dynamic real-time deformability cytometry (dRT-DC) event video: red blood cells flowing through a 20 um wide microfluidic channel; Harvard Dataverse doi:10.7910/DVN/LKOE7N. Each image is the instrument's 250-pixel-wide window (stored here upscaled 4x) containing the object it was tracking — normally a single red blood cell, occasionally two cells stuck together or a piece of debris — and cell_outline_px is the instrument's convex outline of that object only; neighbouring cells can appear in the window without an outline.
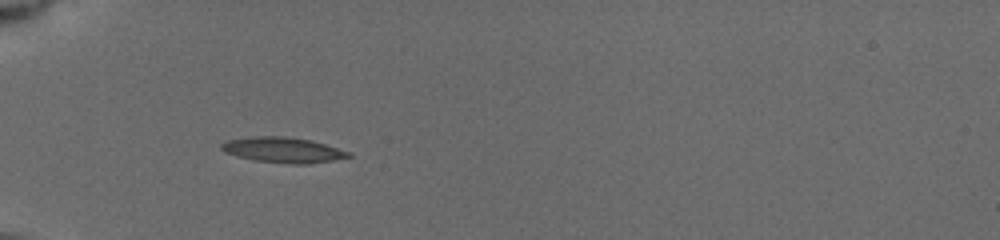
{"species": "common noctule bat (a hibernating species)", "species_latin": "Nyctalus noctula", "temperature_condition": "cold", "stored_images_in_passage": 12, "camera_frame_rate_fps": 3000, "um_per_image_px": 0.085, "animal": {"sex": "female", "body_mass_g": 19.5, "forearm_length_mm": 54.1}, "frame": {"image": 1, "passage_image": 9, "time_ms": 5.0, "image_size_px": [1000, 240], "cell_outline_px": [[352, 156], [332, 160], [308, 164], [292, 164], [256, 160], [236, 156], [224, 152], [220, 148], [220, 144], [228, 140], [252, 136], [288, 136], [312, 140], [352, 152]], "centroid_in_image_um": [24.06, 12.73], "position_along_channel_um": 60.9, "area_um2": 18.9}}
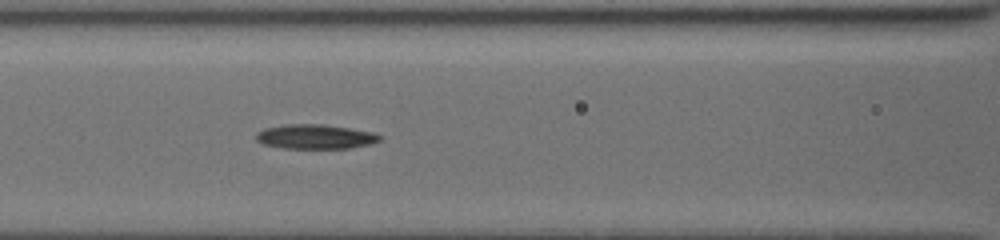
{"frame": {"image": 2, "passage_image": 12, "time_ms": 7.333, "image_size_px": [1000, 240], "cell_outline_px": [[384, 136], [380, 140], [372, 144], [348, 148], [280, 148], [264, 144], [256, 140], [256, 132], [264, 128], [288, 124], [320, 124], [348, 128], [372, 132]], "centroid_in_image_um": [26.8, 11.62], "position_along_channel_um": 139.8, "area_um2": 17.63}}